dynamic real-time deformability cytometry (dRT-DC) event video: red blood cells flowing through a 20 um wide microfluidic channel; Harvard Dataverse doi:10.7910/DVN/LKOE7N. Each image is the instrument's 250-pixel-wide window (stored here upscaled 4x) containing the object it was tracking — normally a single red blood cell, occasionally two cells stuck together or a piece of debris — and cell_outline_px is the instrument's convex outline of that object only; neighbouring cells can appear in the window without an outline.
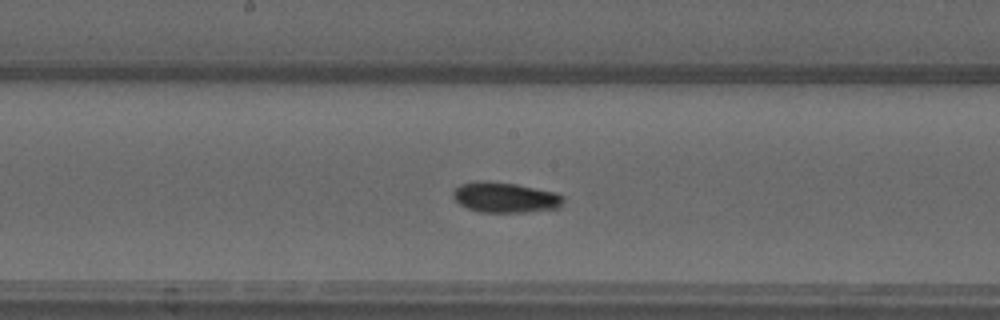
{"species": "common noctule bat (a hibernating species)", "species_latin": "Nyctalus noctula", "temperature_condition": "warm", "stored_images_in_passage": 51, "camera_frame_rate_fps": 3000, "um_per_image_px": 0.085, "animal": {"sex": "male", "forearm_length_mm": 52.5}, "frame": {"image": 1, "passage_image": 26, "time_ms": 8.333, "image_size_px": [1000, 320], "cell_outline_px": [[564, 200], [560, 208], [524, 212], [480, 212], [468, 208], [460, 204], [452, 196], [452, 192], [460, 184], [476, 180], [484, 180], [516, 184], [556, 192], [564, 196]], "centroid_in_image_um": [42.94, 16.77], "position_along_channel_um": 205.3, "area_um2": 19.65}}
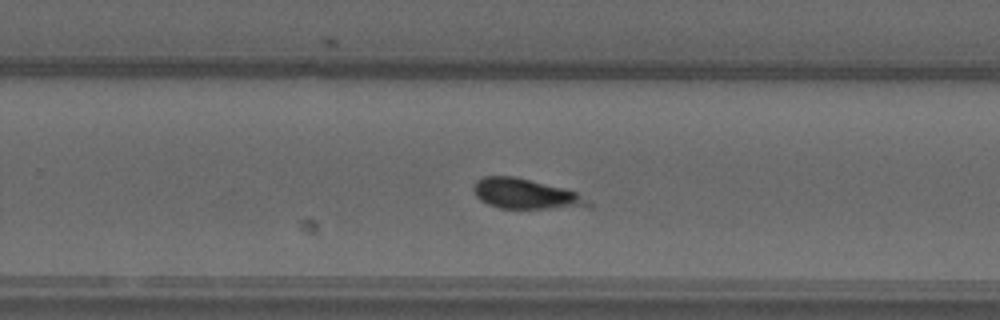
{"frame": {"image": 2, "passage_image": 32, "time_ms": 10.333, "image_size_px": [1000, 320], "cell_outline_px": [[596, 208], [500, 208], [488, 204], [480, 200], [476, 196], [472, 188], [472, 184], [476, 180], [484, 176], [512, 176], [564, 188], [576, 192], [596, 204]], "centroid_in_image_um": [44.75, 16.5], "position_along_channel_um": 285.1, "area_um2": 20.46}}
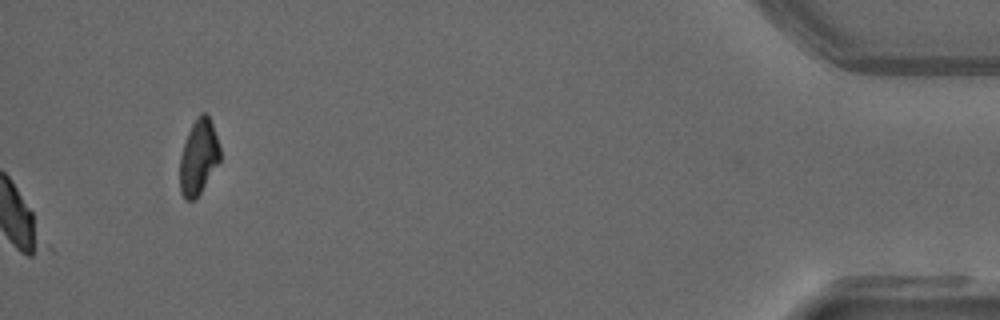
{"frame": {"image": 3, "passage_image": 51, "time_ms": 16.667, "image_size_px": [1000, 320], "cell_outline_px": [[220, 160], [200, 192], [192, 200], [188, 200], [180, 192], [180, 156], [188, 132], [192, 124], [200, 112], [204, 112], [208, 116], [212, 124], [220, 148]], "centroid_in_image_um": [16.87, 13.32], "position_along_channel_um": 418.3, "area_um2": 17.17}}